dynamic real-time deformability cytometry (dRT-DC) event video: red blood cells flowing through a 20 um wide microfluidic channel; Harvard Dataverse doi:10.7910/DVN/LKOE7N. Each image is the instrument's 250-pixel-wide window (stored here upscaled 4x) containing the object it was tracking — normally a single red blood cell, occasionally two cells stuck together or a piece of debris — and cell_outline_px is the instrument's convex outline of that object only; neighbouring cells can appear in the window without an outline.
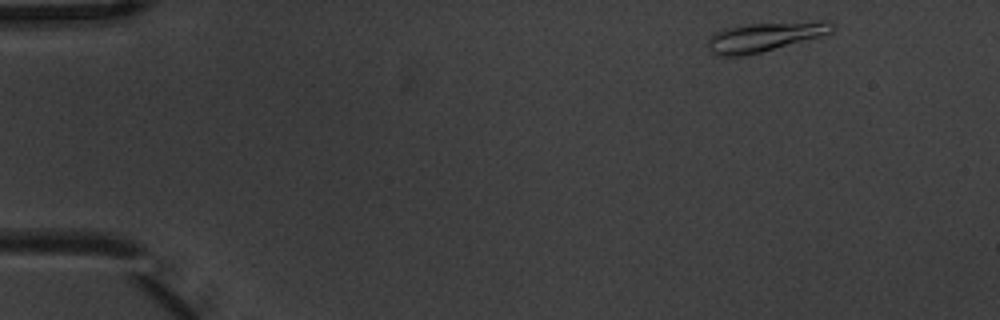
{"species": "common noctule bat (a hibernating species)", "species_latin": "Nyctalus noctula", "temperature_condition": "warm", "stored_images_in_passage": 3, "camera_frame_rate_fps": 3000, "um_per_image_px": 0.085, "animal": {"sex": "male", "body_mass_g": 20.1, "forearm_length_mm": 53.5}, "frame": {"image": 1, "passage_image": 1, "time_ms": 0.0, "image_size_px": [1000, 320], "cell_outline_px": [[836, 28], [832, 32], [820, 36], [760, 52], [744, 56], [712, 56], [708, 48], [708, 40], [716, 32], [724, 28], [736, 24], [820, 20], [828, 20]], "centroid_in_image_um": [64.98, 3.1], "position_along_channel_um": 20.0, "area_um2": 21.62}}